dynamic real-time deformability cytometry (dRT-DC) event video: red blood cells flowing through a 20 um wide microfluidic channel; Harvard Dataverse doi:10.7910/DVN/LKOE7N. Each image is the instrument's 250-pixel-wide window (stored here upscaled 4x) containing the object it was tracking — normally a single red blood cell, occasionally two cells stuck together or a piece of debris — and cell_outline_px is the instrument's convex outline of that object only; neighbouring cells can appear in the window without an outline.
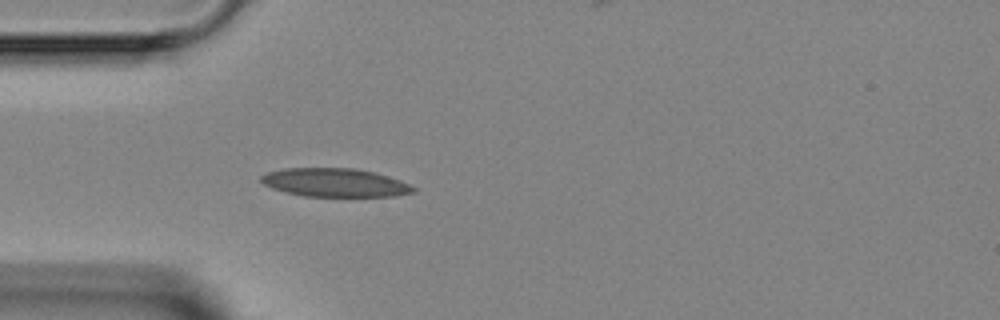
{"species": "Egyptian fruit bat (a non-hibernating species)", "species_latin": "Rousettus aegyptiacus", "temperature_condition": "room temperature", "stored_images_in_passage": 4, "camera_frame_rate_fps": 3000, "um_per_image_px": 0.085, "animal": {"sex": "female"}, "frame": {"image": 1, "passage_image": 4, "time_ms": 3.667, "image_size_px": [1000, 320], "cell_outline_px": [[416, 192], [392, 196], [304, 196], [272, 188], [264, 184], [260, 180], [260, 176], [268, 172], [284, 168], [356, 168], [376, 172], [400, 180], [416, 188]], "centroid_in_image_um": [28.48, 15.51], "position_along_channel_um": 56.5, "area_um2": 25.2}}